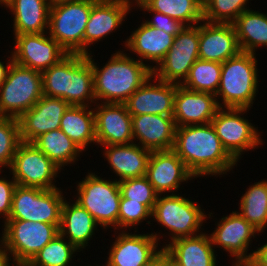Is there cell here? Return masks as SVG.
<instances>
[{
	"instance_id": "cell-1",
	"label": "cell",
	"mask_w": 267,
	"mask_h": 266,
	"mask_svg": "<svg viewBox=\"0 0 267 266\" xmlns=\"http://www.w3.org/2000/svg\"><path fill=\"white\" fill-rule=\"evenodd\" d=\"M172 150L196 178L227 175L238 164L223 147L211 123L176 127Z\"/></svg>"
},
{
	"instance_id": "cell-2",
	"label": "cell",
	"mask_w": 267,
	"mask_h": 266,
	"mask_svg": "<svg viewBox=\"0 0 267 266\" xmlns=\"http://www.w3.org/2000/svg\"><path fill=\"white\" fill-rule=\"evenodd\" d=\"M101 68L87 55L93 71L96 103H125L128 98L153 75L152 65L116 51Z\"/></svg>"
},
{
	"instance_id": "cell-3",
	"label": "cell",
	"mask_w": 267,
	"mask_h": 266,
	"mask_svg": "<svg viewBox=\"0 0 267 266\" xmlns=\"http://www.w3.org/2000/svg\"><path fill=\"white\" fill-rule=\"evenodd\" d=\"M257 62L256 54L240 52L222 63L220 84L215 95L220 108L252 107L259 92Z\"/></svg>"
},
{
	"instance_id": "cell-4",
	"label": "cell",
	"mask_w": 267,
	"mask_h": 266,
	"mask_svg": "<svg viewBox=\"0 0 267 266\" xmlns=\"http://www.w3.org/2000/svg\"><path fill=\"white\" fill-rule=\"evenodd\" d=\"M98 0H80L51 5L48 32L68 54L84 55V32L92 6Z\"/></svg>"
},
{
	"instance_id": "cell-5",
	"label": "cell",
	"mask_w": 267,
	"mask_h": 266,
	"mask_svg": "<svg viewBox=\"0 0 267 266\" xmlns=\"http://www.w3.org/2000/svg\"><path fill=\"white\" fill-rule=\"evenodd\" d=\"M75 202L85 208L101 229H118V214L121 191L117 180L101 178L90 172L76 187Z\"/></svg>"
},
{
	"instance_id": "cell-6",
	"label": "cell",
	"mask_w": 267,
	"mask_h": 266,
	"mask_svg": "<svg viewBox=\"0 0 267 266\" xmlns=\"http://www.w3.org/2000/svg\"><path fill=\"white\" fill-rule=\"evenodd\" d=\"M59 226L60 224L7 219L4 221L1 235L2 247L10 257H13L12 262L26 266L59 234Z\"/></svg>"
},
{
	"instance_id": "cell-7",
	"label": "cell",
	"mask_w": 267,
	"mask_h": 266,
	"mask_svg": "<svg viewBox=\"0 0 267 266\" xmlns=\"http://www.w3.org/2000/svg\"><path fill=\"white\" fill-rule=\"evenodd\" d=\"M191 200L176 193L157 196L151 217L166 230L169 229V243L200 234L203 222L208 219L204 209Z\"/></svg>"
},
{
	"instance_id": "cell-8",
	"label": "cell",
	"mask_w": 267,
	"mask_h": 266,
	"mask_svg": "<svg viewBox=\"0 0 267 266\" xmlns=\"http://www.w3.org/2000/svg\"><path fill=\"white\" fill-rule=\"evenodd\" d=\"M42 96L41 72L13 62L0 86V116L18 119Z\"/></svg>"
},
{
	"instance_id": "cell-9",
	"label": "cell",
	"mask_w": 267,
	"mask_h": 266,
	"mask_svg": "<svg viewBox=\"0 0 267 266\" xmlns=\"http://www.w3.org/2000/svg\"><path fill=\"white\" fill-rule=\"evenodd\" d=\"M61 189H40L17 185L8 219L60 224L66 199Z\"/></svg>"
},
{
	"instance_id": "cell-10",
	"label": "cell",
	"mask_w": 267,
	"mask_h": 266,
	"mask_svg": "<svg viewBox=\"0 0 267 266\" xmlns=\"http://www.w3.org/2000/svg\"><path fill=\"white\" fill-rule=\"evenodd\" d=\"M247 110L250 109L219 108L211 120L223 147L237 162L243 152L257 149L265 143L261 139L262 132H258V127L243 116Z\"/></svg>"
},
{
	"instance_id": "cell-11",
	"label": "cell",
	"mask_w": 267,
	"mask_h": 266,
	"mask_svg": "<svg viewBox=\"0 0 267 266\" xmlns=\"http://www.w3.org/2000/svg\"><path fill=\"white\" fill-rule=\"evenodd\" d=\"M9 170L17 185L40 189L58 188L55 178L61 169L33 143L21 142L18 145Z\"/></svg>"
},
{
	"instance_id": "cell-12",
	"label": "cell",
	"mask_w": 267,
	"mask_h": 266,
	"mask_svg": "<svg viewBox=\"0 0 267 266\" xmlns=\"http://www.w3.org/2000/svg\"><path fill=\"white\" fill-rule=\"evenodd\" d=\"M199 59V24L185 26L174 38L173 46L153 69V76L168 83L181 85L190 68Z\"/></svg>"
},
{
	"instance_id": "cell-13",
	"label": "cell",
	"mask_w": 267,
	"mask_h": 266,
	"mask_svg": "<svg viewBox=\"0 0 267 266\" xmlns=\"http://www.w3.org/2000/svg\"><path fill=\"white\" fill-rule=\"evenodd\" d=\"M47 32L14 35L13 62L39 72L57 64L68 53Z\"/></svg>"
},
{
	"instance_id": "cell-14",
	"label": "cell",
	"mask_w": 267,
	"mask_h": 266,
	"mask_svg": "<svg viewBox=\"0 0 267 266\" xmlns=\"http://www.w3.org/2000/svg\"><path fill=\"white\" fill-rule=\"evenodd\" d=\"M215 226L217 227L209 235L213 247L223 248L230 254L229 256L235 258L234 262H249L253 255L251 252L247 253L251 239L261 232L245 220L238 211L222 217Z\"/></svg>"
},
{
	"instance_id": "cell-15",
	"label": "cell",
	"mask_w": 267,
	"mask_h": 266,
	"mask_svg": "<svg viewBox=\"0 0 267 266\" xmlns=\"http://www.w3.org/2000/svg\"><path fill=\"white\" fill-rule=\"evenodd\" d=\"M115 232L119 235L115 237L110 251L107 252L109 257L105 266H141L161 250L158 244L161 236L157 232L136 234L137 229L133 234L124 229Z\"/></svg>"
},
{
	"instance_id": "cell-16",
	"label": "cell",
	"mask_w": 267,
	"mask_h": 266,
	"mask_svg": "<svg viewBox=\"0 0 267 266\" xmlns=\"http://www.w3.org/2000/svg\"><path fill=\"white\" fill-rule=\"evenodd\" d=\"M96 142L100 146L126 145L134 142L132 116L125 103H95Z\"/></svg>"
},
{
	"instance_id": "cell-17",
	"label": "cell",
	"mask_w": 267,
	"mask_h": 266,
	"mask_svg": "<svg viewBox=\"0 0 267 266\" xmlns=\"http://www.w3.org/2000/svg\"><path fill=\"white\" fill-rule=\"evenodd\" d=\"M145 177L158 195L174 194L181 183L196 178L173 150L152 151Z\"/></svg>"
},
{
	"instance_id": "cell-18",
	"label": "cell",
	"mask_w": 267,
	"mask_h": 266,
	"mask_svg": "<svg viewBox=\"0 0 267 266\" xmlns=\"http://www.w3.org/2000/svg\"><path fill=\"white\" fill-rule=\"evenodd\" d=\"M70 105L63 99L43 95L18 118L20 139L32 143L40 135L60 128L61 119Z\"/></svg>"
},
{
	"instance_id": "cell-19",
	"label": "cell",
	"mask_w": 267,
	"mask_h": 266,
	"mask_svg": "<svg viewBox=\"0 0 267 266\" xmlns=\"http://www.w3.org/2000/svg\"><path fill=\"white\" fill-rule=\"evenodd\" d=\"M177 87L178 84L164 82L152 75L125 102L127 110L131 116L143 114L173 116Z\"/></svg>"
},
{
	"instance_id": "cell-20",
	"label": "cell",
	"mask_w": 267,
	"mask_h": 266,
	"mask_svg": "<svg viewBox=\"0 0 267 266\" xmlns=\"http://www.w3.org/2000/svg\"><path fill=\"white\" fill-rule=\"evenodd\" d=\"M219 108L214 94L193 91L178 85L173 109L175 125L181 127L211 123Z\"/></svg>"
},
{
	"instance_id": "cell-21",
	"label": "cell",
	"mask_w": 267,
	"mask_h": 266,
	"mask_svg": "<svg viewBox=\"0 0 267 266\" xmlns=\"http://www.w3.org/2000/svg\"><path fill=\"white\" fill-rule=\"evenodd\" d=\"M202 23H199V59L223 63L241 52L233 24L204 20Z\"/></svg>"
},
{
	"instance_id": "cell-22",
	"label": "cell",
	"mask_w": 267,
	"mask_h": 266,
	"mask_svg": "<svg viewBox=\"0 0 267 266\" xmlns=\"http://www.w3.org/2000/svg\"><path fill=\"white\" fill-rule=\"evenodd\" d=\"M176 125L173 116L143 114L132 116L134 142L149 151L172 150ZM136 140V141H135Z\"/></svg>"
},
{
	"instance_id": "cell-23",
	"label": "cell",
	"mask_w": 267,
	"mask_h": 266,
	"mask_svg": "<svg viewBox=\"0 0 267 266\" xmlns=\"http://www.w3.org/2000/svg\"><path fill=\"white\" fill-rule=\"evenodd\" d=\"M129 11L131 9L118 0H98L92 6L84 32V55L92 52L89 51L92 43L100 42L122 26Z\"/></svg>"
},
{
	"instance_id": "cell-24",
	"label": "cell",
	"mask_w": 267,
	"mask_h": 266,
	"mask_svg": "<svg viewBox=\"0 0 267 266\" xmlns=\"http://www.w3.org/2000/svg\"><path fill=\"white\" fill-rule=\"evenodd\" d=\"M175 36L167 34L163 30L156 29L148 25L145 21L138 28L132 31L131 35L126 38L125 48L136 54L142 63L148 60L156 65L164 59L166 53L173 46ZM144 59V60H143Z\"/></svg>"
},
{
	"instance_id": "cell-25",
	"label": "cell",
	"mask_w": 267,
	"mask_h": 266,
	"mask_svg": "<svg viewBox=\"0 0 267 266\" xmlns=\"http://www.w3.org/2000/svg\"><path fill=\"white\" fill-rule=\"evenodd\" d=\"M178 266H217L215 248L209 234L203 231L161 246Z\"/></svg>"
},
{
	"instance_id": "cell-26",
	"label": "cell",
	"mask_w": 267,
	"mask_h": 266,
	"mask_svg": "<svg viewBox=\"0 0 267 266\" xmlns=\"http://www.w3.org/2000/svg\"><path fill=\"white\" fill-rule=\"evenodd\" d=\"M103 156L119 179L118 182L129 178L145 176L151 151L133 142L126 145H105Z\"/></svg>"
},
{
	"instance_id": "cell-27",
	"label": "cell",
	"mask_w": 267,
	"mask_h": 266,
	"mask_svg": "<svg viewBox=\"0 0 267 266\" xmlns=\"http://www.w3.org/2000/svg\"><path fill=\"white\" fill-rule=\"evenodd\" d=\"M4 8L13 14V35L48 31L51 3L49 0H10Z\"/></svg>"
},
{
	"instance_id": "cell-28",
	"label": "cell",
	"mask_w": 267,
	"mask_h": 266,
	"mask_svg": "<svg viewBox=\"0 0 267 266\" xmlns=\"http://www.w3.org/2000/svg\"><path fill=\"white\" fill-rule=\"evenodd\" d=\"M98 225L94 217L77 202L64 200L59 233L78 250L86 249Z\"/></svg>"
},
{
	"instance_id": "cell-29",
	"label": "cell",
	"mask_w": 267,
	"mask_h": 266,
	"mask_svg": "<svg viewBox=\"0 0 267 266\" xmlns=\"http://www.w3.org/2000/svg\"><path fill=\"white\" fill-rule=\"evenodd\" d=\"M91 103H96L91 62L87 55L70 54L68 104L91 106Z\"/></svg>"
},
{
	"instance_id": "cell-30",
	"label": "cell",
	"mask_w": 267,
	"mask_h": 266,
	"mask_svg": "<svg viewBox=\"0 0 267 266\" xmlns=\"http://www.w3.org/2000/svg\"><path fill=\"white\" fill-rule=\"evenodd\" d=\"M92 106L70 105L65 111L60 128L84 152L96 143L95 116ZM91 108V109H90Z\"/></svg>"
},
{
	"instance_id": "cell-31",
	"label": "cell",
	"mask_w": 267,
	"mask_h": 266,
	"mask_svg": "<svg viewBox=\"0 0 267 266\" xmlns=\"http://www.w3.org/2000/svg\"><path fill=\"white\" fill-rule=\"evenodd\" d=\"M232 24L241 52L256 54L257 48L267 47V13H260L250 8Z\"/></svg>"
},
{
	"instance_id": "cell-32",
	"label": "cell",
	"mask_w": 267,
	"mask_h": 266,
	"mask_svg": "<svg viewBox=\"0 0 267 266\" xmlns=\"http://www.w3.org/2000/svg\"><path fill=\"white\" fill-rule=\"evenodd\" d=\"M60 169L78 161L82 150L61 129L44 133L32 142Z\"/></svg>"
},
{
	"instance_id": "cell-33",
	"label": "cell",
	"mask_w": 267,
	"mask_h": 266,
	"mask_svg": "<svg viewBox=\"0 0 267 266\" xmlns=\"http://www.w3.org/2000/svg\"><path fill=\"white\" fill-rule=\"evenodd\" d=\"M138 8L160 12L185 26H195L203 21V0H148Z\"/></svg>"
},
{
	"instance_id": "cell-34",
	"label": "cell",
	"mask_w": 267,
	"mask_h": 266,
	"mask_svg": "<svg viewBox=\"0 0 267 266\" xmlns=\"http://www.w3.org/2000/svg\"><path fill=\"white\" fill-rule=\"evenodd\" d=\"M239 214L261 233L267 227V181L260 180L247 188L239 202Z\"/></svg>"
},
{
	"instance_id": "cell-35",
	"label": "cell",
	"mask_w": 267,
	"mask_h": 266,
	"mask_svg": "<svg viewBox=\"0 0 267 266\" xmlns=\"http://www.w3.org/2000/svg\"><path fill=\"white\" fill-rule=\"evenodd\" d=\"M222 63L197 59L181 84L183 87L216 95L221 77Z\"/></svg>"
},
{
	"instance_id": "cell-36",
	"label": "cell",
	"mask_w": 267,
	"mask_h": 266,
	"mask_svg": "<svg viewBox=\"0 0 267 266\" xmlns=\"http://www.w3.org/2000/svg\"><path fill=\"white\" fill-rule=\"evenodd\" d=\"M77 252L81 251L59 233L26 266H70Z\"/></svg>"
},
{
	"instance_id": "cell-37",
	"label": "cell",
	"mask_w": 267,
	"mask_h": 266,
	"mask_svg": "<svg viewBox=\"0 0 267 266\" xmlns=\"http://www.w3.org/2000/svg\"><path fill=\"white\" fill-rule=\"evenodd\" d=\"M43 95L57 97L68 103L70 84V54L41 72Z\"/></svg>"
},
{
	"instance_id": "cell-38",
	"label": "cell",
	"mask_w": 267,
	"mask_h": 266,
	"mask_svg": "<svg viewBox=\"0 0 267 266\" xmlns=\"http://www.w3.org/2000/svg\"><path fill=\"white\" fill-rule=\"evenodd\" d=\"M249 0H203V20L211 23H233L247 7Z\"/></svg>"
},
{
	"instance_id": "cell-39",
	"label": "cell",
	"mask_w": 267,
	"mask_h": 266,
	"mask_svg": "<svg viewBox=\"0 0 267 266\" xmlns=\"http://www.w3.org/2000/svg\"><path fill=\"white\" fill-rule=\"evenodd\" d=\"M21 142L18 119L0 116V173L3 168H10Z\"/></svg>"
},
{
	"instance_id": "cell-40",
	"label": "cell",
	"mask_w": 267,
	"mask_h": 266,
	"mask_svg": "<svg viewBox=\"0 0 267 266\" xmlns=\"http://www.w3.org/2000/svg\"><path fill=\"white\" fill-rule=\"evenodd\" d=\"M119 187L124 198L142 203L152 212L158 194L145 176L122 180Z\"/></svg>"
},
{
	"instance_id": "cell-41",
	"label": "cell",
	"mask_w": 267,
	"mask_h": 266,
	"mask_svg": "<svg viewBox=\"0 0 267 266\" xmlns=\"http://www.w3.org/2000/svg\"><path fill=\"white\" fill-rule=\"evenodd\" d=\"M148 218L151 217V211L142 203L131 201V199H126L121 195L119 214H118V230L129 228L131 226H138L144 220L148 224H151Z\"/></svg>"
},
{
	"instance_id": "cell-42",
	"label": "cell",
	"mask_w": 267,
	"mask_h": 266,
	"mask_svg": "<svg viewBox=\"0 0 267 266\" xmlns=\"http://www.w3.org/2000/svg\"><path fill=\"white\" fill-rule=\"evenodd\" d=\"M145 11L153 14V17H151L150 20L145 19V22L156 29L165 31L167 34L176 36L183 28H185L184 24L176 19L171 18L170 16L154 10H143V12Z\"/></svg>"
},
{
	"instance_id": "cell-43",
	"label": "cell",
	"mask_w": 267,
	"mask_h": 266,
	"mask_svg": "<svg viewBox=\"0 0 267 266\" xmlns=\"http://www.w3.org/2000/svg\"><path fill=\"white\" fill-rule=\"evenodd\" d=\"M0 177V216H3L6 221L11 213L13 193L17 183L13 177L9 180L6 176Z\"/></svg>"
},
{
	"instance_id": "cell-44",
	"label": "cell",
	"mask_w": 267,
	"mask_h": 266,
	"mask_svg": "<svg viewBox=\"0 0 267 266\" xmlns=\"http://www.w3.org/2000/svg\"><path fill=\"white\" fill-rule=\"evenodd\" d=\"M251 260L253 266H267V243L254 250Z\"/></svg>"
},
{
	"instance_id": "cell-45",
	"label": "cell",
	"mask_w": 267,
	"mask_h": 266,
	"mask_svg": "<svg viewBox=\"0 0 267 266\" xmlns=\"http://www.w3.org/2000/svg\"><path fill=\"white\" fill-rule=\"evenodd\" d=\"M158 266H178L175 261L166 253L164 248L158 252Z\"/></svg>"
},
{
	"instance_id": "cell-46",
	"label": "cell",
	"mask_w": 267,
	"mask_h": 266,
	"mask_svg": "<svg viewBox=\"0 0 267 266\" xmlns=\"http://www.w3.org/2000/svg\"><path fill=\"white\" fill-rule=\"evenodd\" d=\"M10 54L11 56L10 57L8 56V58L10 59H8L9 60L8 63H5L6 65H4V62L0 60V86L5 81L9 68L11 67V64L13 63L12 53Z\"/></svg>"
},
{
	"instance_id": "cell-47",
	"label": "cell",
	"mask_w": 267,
	"mask_h": 266,
	"mask_svg": "<svg viewBox=\"0 0 267 266\" xmlns=\"http://www.w3.org/2000/svg\"><path fill=\"white\" fill-rule=\"evenodd\" d=\"M11 257L9 254L5 251L3 247L0 248V266H24L22 264H18L16 262L10 263ZM13 264V265H11Z\"/></svg>"
},
{
	"instance_id": "cell-48",
	"label": "cell",
	"mask_w": 267,
	"mask_h": 266,
	"mask_svg": "<svg viewBox=\"0 0 267 266\" xmlns=\"http://www.w3.org/2000/svg\"><path fill=\"white\" fill-rule=\"evenodd\" d=\"M118 1L128 6L132 10L133 9L132 7L134 8L136 6L139 7L140 5L145 4L148 0H118Z\"/></svg>"
},
{
	"instance_id": "cell-49",
	"label": "cell",
	"mask_w": 267,
	"mask_h": 266,
	"mask_svg": "<svg viewBox=\"0 0 267 266\" xmlns=\"http://www.w3.org/2000/svg\"><path fill=\"white\" fill-rule=\"evenodd\" d=\"M141 266H158V253L150 261Z\"/></svg>"
},
{
	"instance_id": "cell-50",
	"label": "cell",
	"mask_w": 267,
	"mask_h": 266,
	"mask_svg": "<svg viewBox=\"0 0 267 266\" xmlns=\"http://www.w3.org/2000/svg\"><path fill=\"white\" fill-rule=\"evenodd\" d=\"M232 266H253L250 262H232Z\"/></svg>"
},
{
	"instance_id": "cell-51",
	"label": "cell",
	"mask_w": 267,
	"mask_h": 266,
	"mask_svg": "<svg viewBox=\"0 0 267 266\" xmlns=\"http://www.w3.org/2000/svg\"><path fill=\"white\" fill-rule=\"evenodd\" d=\"M72 1H80V0H49L51 5L56 4V3L72 2Z\"/></svg>"
},
{
	"instance_id": "cell-52",
	"label": "cell",
	"mask_w": 267,
	"mask_h": 266,
	"mask_svg": "<svg viewBox=\"0 0 267 266\" xmlns=\"http://www.w3.org/2000/svg\"><path fill=\"white\" fill-rule=\"evenodd\" d=\"M10 0H0V5L5 6Z\"/></svg>"
},
{
	"instance_id": "cell-53",
	"label": "cell",
	"mask_w": 267,
	"mask_h": 266,
	"mask_svg": "<svg viewBox=\"0 0 267 266\" xmlns=\"http://www.w3.org/2000/svg\"><path fill=\"white\" fill-rule=\"evenodd\" d=\"M2 247V237L0 238V248Z\"/></svg>"
}]
</instances>
